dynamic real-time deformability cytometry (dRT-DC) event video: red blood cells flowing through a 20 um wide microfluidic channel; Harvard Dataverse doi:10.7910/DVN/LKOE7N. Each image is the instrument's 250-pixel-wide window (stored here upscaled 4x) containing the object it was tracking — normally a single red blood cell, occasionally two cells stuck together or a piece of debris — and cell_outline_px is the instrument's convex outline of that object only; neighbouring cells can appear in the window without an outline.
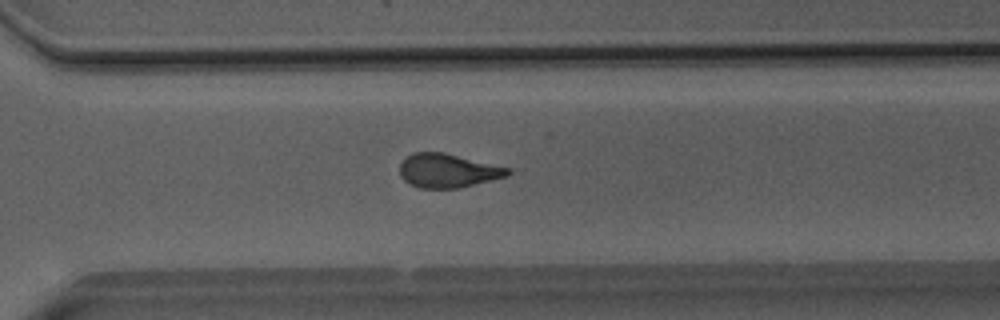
{"species": "Egyptian fruit bat (a non-hibernating species)", "species_latin": "Rousettus aegyptiacus", "temperature_condition": "room temperature", "stored_images_in_passage": 50, "camera_frame_rate_fps": 3000, "um_per_image_px": 0.085, "animal": {"sex": "male"}, "frame": {"image": 1, "passage_image": 36, "time_ms": 11.667, "image_size_px": [1000, 320], "cell_outline_px": [[512, 172], [508, 176], [460, 188], [420, 188], [404, 180], [400, 176], [400, 164], [412, 152], [444, 152], [512, 168]], "centroid_in_image_um": [38.11, 14.5], "position_along_channel_um": 332.5, "area_um2": 21.44}}
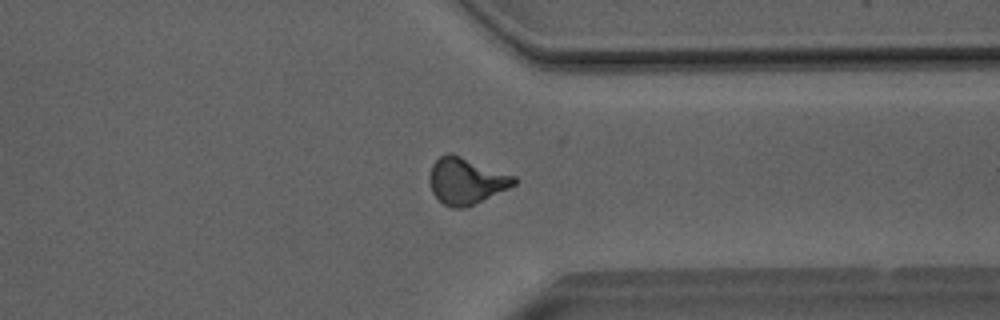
{"frame": {"image": 2, "passage_image": 39, "time_ms": 12.667, "image_size_px": [1000, 320], "cell_outline_px": [[520, 180], [516, 184], [468, 208], [452, 208], [444, 204], [432, 192], [432, 164], [440, 156], [448, 152], [452, 152], [516, 176]], "centroid_in_image_um": [39.69, 15.37], "position_along_channel_um": 371.7, "area_um2": 22.83}}
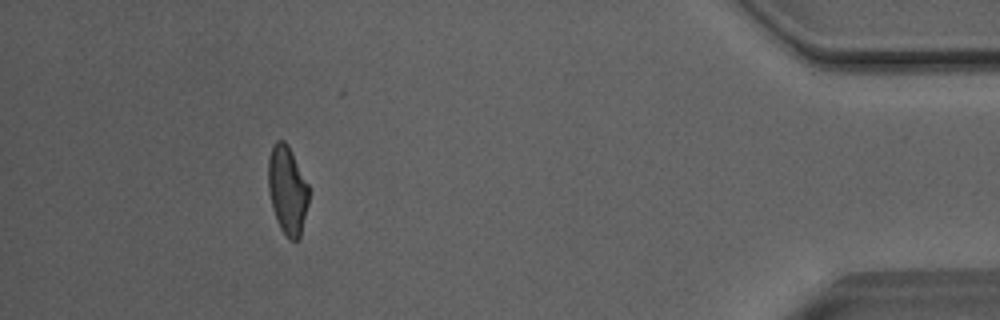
{"frame": {"image": 3, "passage_image": 46, "time_ms": 15.0, "image_size_px": [1000, 320], "cell_outline_px": [[308, 204], [300, 236], [296, 240], [288, 240], [280, 228], [276, 220], [272, 208], [268, 192], [268, 156], [272, 144], [276, 140], [284, 140], [288, 144], [308, 184]], "centroid_in_image_um": [24.4, 16.14], "position_along_channel_um": 410.8, "area_um2": 21.1}, "authors_computed_cell_mechanics": {"area_um2": 22.253, "velocity_mm_per_s": 4.0572, "shape_relaxation_time_tau1_ms": 9.2061, "shape_relaxation_time_tau2_ms": 1.5935, "deformation_change_tau1": 0.2283, "deformation_change_tau2": 0.0874}}